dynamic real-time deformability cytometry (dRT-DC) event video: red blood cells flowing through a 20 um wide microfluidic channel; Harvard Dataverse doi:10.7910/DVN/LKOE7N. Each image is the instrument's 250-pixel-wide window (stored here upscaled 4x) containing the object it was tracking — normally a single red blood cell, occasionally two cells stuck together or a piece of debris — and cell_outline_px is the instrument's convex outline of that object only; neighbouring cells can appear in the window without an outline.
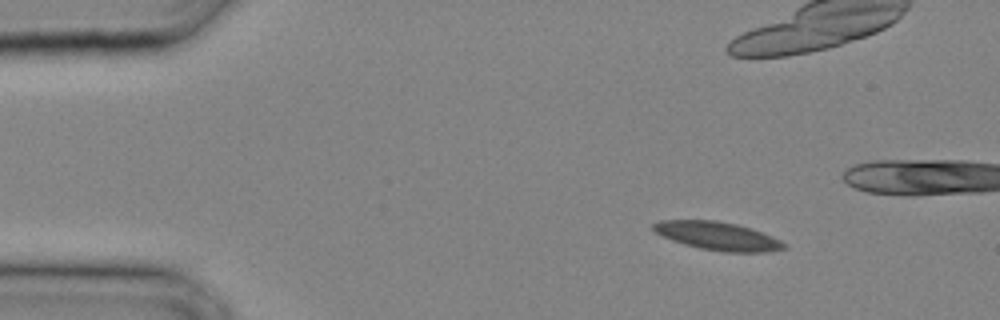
{"species": "common noctule bat (a hibernating species)", "species_latin": "Nyctalus noctula", "temperature_condition": "cold", "stored_images_in_passage": 26, "camera_frame_rate_fps": 3000, "um_per_image_px": 0.085, "animal": {"sex": "male", "body_mass_g": 20.4}, "frame": {"image": 1, "passage_image": 1, "time_ms": 0.0, "image_size_px": [1000, 320], "cell_outline_px": [[788, 248], [764, 252], [724, 252], [700, 248], [684, 244], [672, 240], [656, 232], [652, 228], [652, 224], [660, 220], [716, 220], [736, 224], [752, 228], [772, 236], [788, 244]], "centroid_in_image_um": [61.04, 20.06], "position_along_channel_um": 24.0, "area_um2": 21.56}}